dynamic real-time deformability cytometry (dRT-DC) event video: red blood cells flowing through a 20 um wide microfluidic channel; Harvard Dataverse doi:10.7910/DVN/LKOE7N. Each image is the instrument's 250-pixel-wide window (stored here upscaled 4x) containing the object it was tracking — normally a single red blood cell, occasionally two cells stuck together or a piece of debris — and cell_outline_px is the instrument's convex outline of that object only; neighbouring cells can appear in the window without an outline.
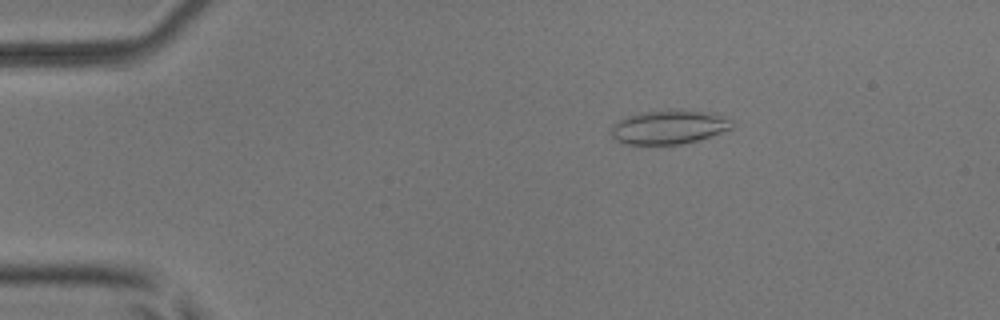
{"species": "common noctule bat (a hibernating species)", "species_latin": "Nyctalus noctula", "temperature_condition": "room temperature", "stored_images_in_passage": 3, "camera_frame_rate_fps": 3000, "um_per_image_px": 0.085, "animal": {"sex": "male", "body_mass_g": 17.9, "forearm_length_mm": 54.2}, "frame": {"image": 1, "passage_image": 1, "time_ms": 0.0, "image_size_px": [1000, 320], "cell_outline_px": [[732, 128], [700, 140], [684, 144], [624, 144], [616, 140], [612, 136], [612, 124], [628, 116], [640, 112], [672, 108], [676, 108], [716, 112], [732, 120]], "centroid_in_image_um": [56.91, 10.77], "position_along_channel_um": 28.1, "area_um2": 24.51}}